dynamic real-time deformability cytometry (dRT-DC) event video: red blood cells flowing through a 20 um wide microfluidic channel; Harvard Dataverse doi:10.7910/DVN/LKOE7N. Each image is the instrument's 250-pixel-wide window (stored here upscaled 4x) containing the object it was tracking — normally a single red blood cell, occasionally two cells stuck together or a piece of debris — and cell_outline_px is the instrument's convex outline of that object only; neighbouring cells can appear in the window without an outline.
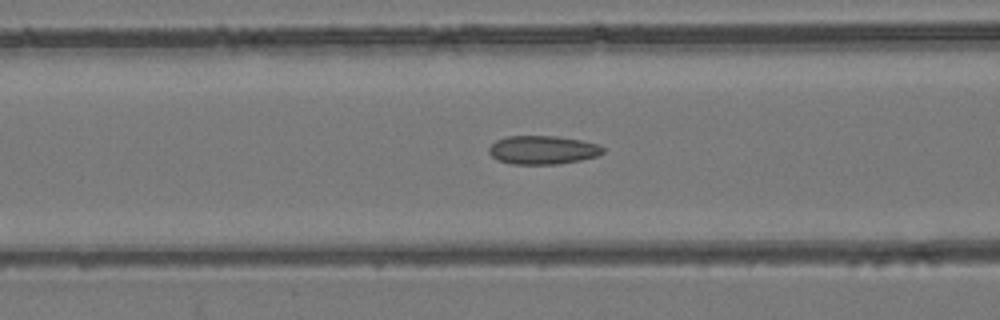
{"species": "common noctule bat (a hibernating species)", "species_latin": "Nyctalus noctula", "temperature_condition": "room temperature", "stored_images_in_passage": 53, "camera_frame_rate_fps": 3000, "um_per_image_px": 0.085, "animal": {"sex": "female", "body_mass_g": 24.6, "forearm_length_mm": 56.2}, "frame": {"image": 1, "passage_image": 22, "time_ms": 7.0, "image_size_px": [1000, 320], "cell_outline_px": [[604, 152], [596, 156], [580, 160], [560, 164], [512, 164], [500, 160], [492, 156], [488, 152], [488, 148], [496, 140], [508, 136], [556, 136], [580, 140], [600, 144], [604, 148]], "centroid_in_image_um": [46.14, 12.74], "position_along_channel_um": 120.5, "area_um2": 18.96}}
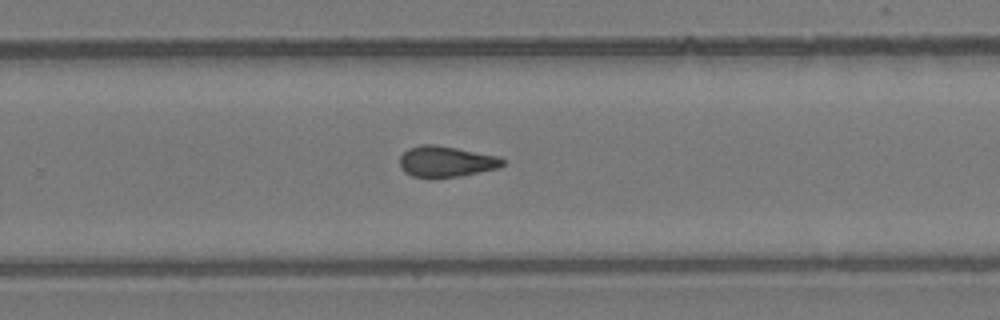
{"frame": {"image": 2, "passage_image": 35, "time_ms": 11.333, "image_size_px": [1000, 320], "cell_outline_px": [[504, 164], [500, 168], [460, 176], [432, 180], [412, 176], [404, 172], [400, 168], [400, 156], [408, 148], [420, 144], [436, 144], [500, 156], [504, 160]], "centroid_in_image_um": [37.9, 13.75], "position_along_channel_um": 291.9, "area_um2": 19.19}}
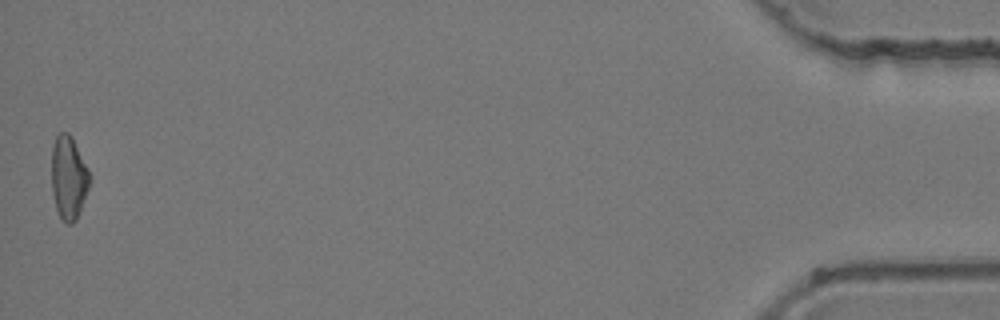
{"frame": {"image": 3, "passage_image": 53, "time_ms": 17.333, "image_size_px": [1000, 320], "cell_outline_px": [[92, 176], [88, 188], [76, 220], [72, 224], [64, 224], [60, 220], [56, 208], [52, 192], [52, 148], [56, 136], [60, 132], [68, 132], [72, 136]], "centroid_in_image_um": [5.83, 15.11], "position_along_channel_um": 429.4, "area_um2": 18.67}, "authors_computed_cell_mechanics": {"area_um2": 18.6694, "velocity_mm_per_s": 3.9609, "shape_relaxation_time_tau1_ms": null, "shape_relaxation_time_tau2_ms": 2.3856, "deformation_change_tau1": null, "deformation_change_tau2": 0.096}}